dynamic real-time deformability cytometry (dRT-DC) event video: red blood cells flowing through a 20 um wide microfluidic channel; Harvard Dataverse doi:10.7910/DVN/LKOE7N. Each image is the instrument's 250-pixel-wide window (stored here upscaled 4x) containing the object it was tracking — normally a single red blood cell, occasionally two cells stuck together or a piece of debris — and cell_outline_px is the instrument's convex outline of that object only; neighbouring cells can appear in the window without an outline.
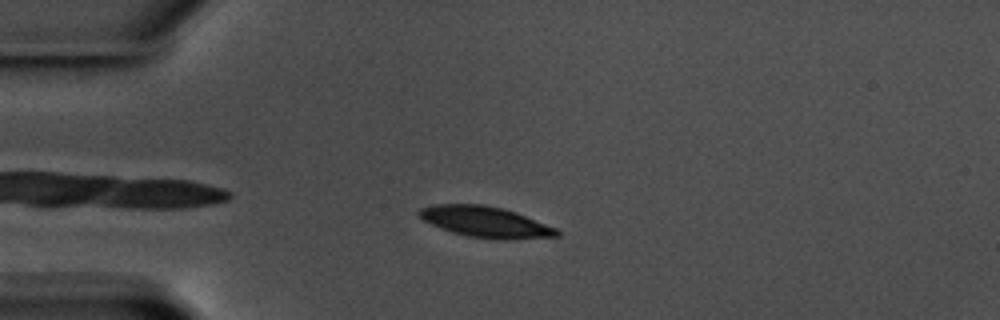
{"species": "common noctule bat (a hibernating species)", "species_latin": "Nyctalus noctula", "temperature_condition": "warm", "stored_images_in_passage": 49, "camera_frame_rate_fps": 3000, "um_per_image_px": 0.085, "animal": {"sex": "male", "body_mass_g": 17.5, "forearm_length_mm": 52.3}, "frame": {"image": 1, "passage_image": 6, "time_ms": 1.667, "image_size_px": [1000, 320], "cell_outline_px": [[560, 236], [468, 236], [452, 232], [440, 228], [424, 220], [416, 212], [420, 208], [432, 204], [480, 204], [500, 208], [516, 212], [556, 228], [560, 232]], "centroid_in_image_um": [41.13, 18.79], "position_along_channel_um": 43.9, "area_um2": 23.29}}
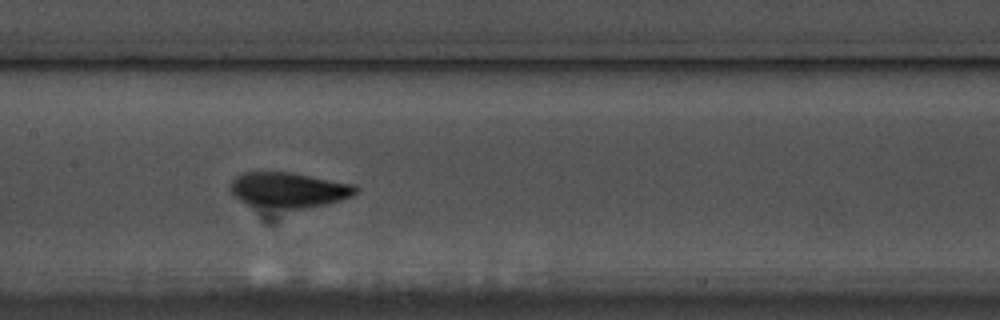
{"frame": {"image": 2, "passage_image": 20, "time_ms": 6.333, "image_size_px": [1000, 320], "cell_outline_px": [[360, 192], [352, 196], [340, 200], [324, 204], [304, 208], [284, 208], [244, 204], [232, 196], [228, 188], [228, 184], [236, 176], [244, 172], [292, 172], [356, 184], [360, 188]], "centroid_in_image_um": [24.53, 16.13], "position_along_channel_um": 182.9, "area_um2": 26.18}}
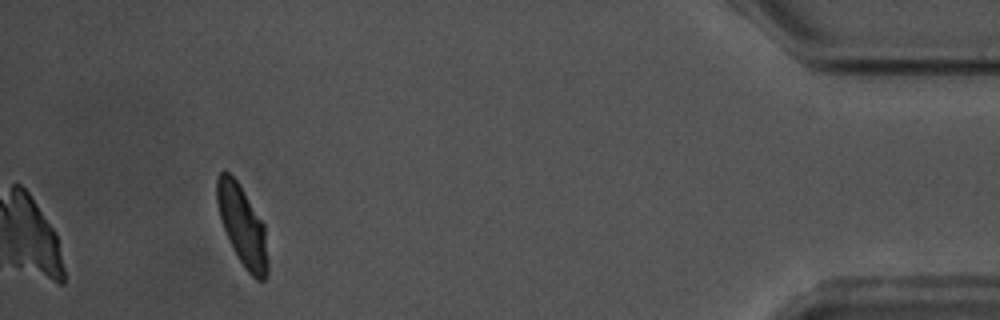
{"frame": {"image": 3, "passage_image": 45, "time_ms": 14.667, "image_size_px": [1000, 320], "cell_outline_px": [[268, 272], [264, 280], [256, 280], [244, 268], [232, 248], [224, 228], [220, 216], [216, 200], [216, 180], [220, 172], [224, 168], [236, 180], [264, 224], [268, 264]], "centroid_in_image_um": [20.59, 19.2], "position_along_channel_um": 414.6, "area_um2": 23.47}, "authors_computed_cell_mechanics": {"area_um2": 24.4494, "velocity_mm_per_s": 3.5294, "shape_relaxation_time_tau1_ms": 2.1305, "shape_relaxation_time_tau2_ms": 0.9795, "deformation_change_tau1": 0.1267, "deformation_change_tau2": 0.0575}}